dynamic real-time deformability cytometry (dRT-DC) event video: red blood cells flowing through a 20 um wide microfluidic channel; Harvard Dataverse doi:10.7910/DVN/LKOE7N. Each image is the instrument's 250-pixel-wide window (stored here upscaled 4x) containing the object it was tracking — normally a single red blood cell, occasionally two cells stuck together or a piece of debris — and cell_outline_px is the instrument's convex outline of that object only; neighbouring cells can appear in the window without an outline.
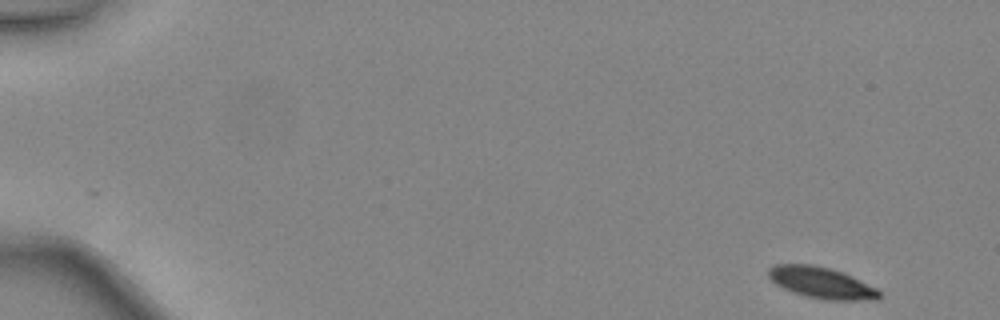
{"species": "common noctule bat (a hibernating species)", "species_latin": "Nyctalus noctula", "temperature_condition": "warm", "stored_images_in_passage": 46, "camera_frame_rate_fps": 3000, "um_per_image_px": 0.085, "animal": {"sex": "female", "body_mass_g": 24.6, "forearm_length_mm": 56.2}, "frame": {"image": 1, "passage_image": 1, "time_ms": 0.0, "image_size_px": [1000, 320], "cell_outline_px": [[884, 296], [876, 300], [824, 300], [804, 296], [792, 292], [776, 284], [768, 276], [768, 268], [776, 264], [812, 264], [844, 272], [876, 288]], "centroid_in_image_um": [69.84, 24.04], "position_along_channel_um": 15.2, "area_um2": 20.35}}
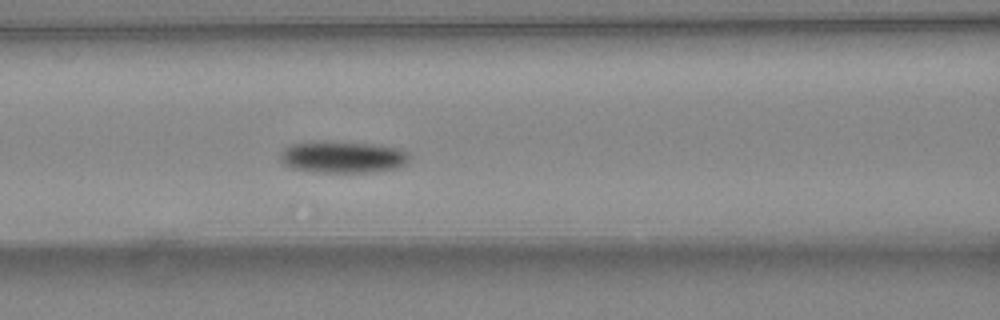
{"frame": {"image": 2, "passage_image": 20, "time_ms": 6.333, "image_size_px": [1000, 320], "cell_outline_px": [[412, 156], [408, 164], [396, 168], [368, 172], [316, 172], [292, 168], [284, 164], [280, 160], [280, 152], [288, 144], [312, 140], [332, 140], [372, 144], [400, 148], [408, 152]], "centroid_in_image_um": [29.12, 13.31], "position_along_channel_um": 137.5, "area_um2": 24.68}}
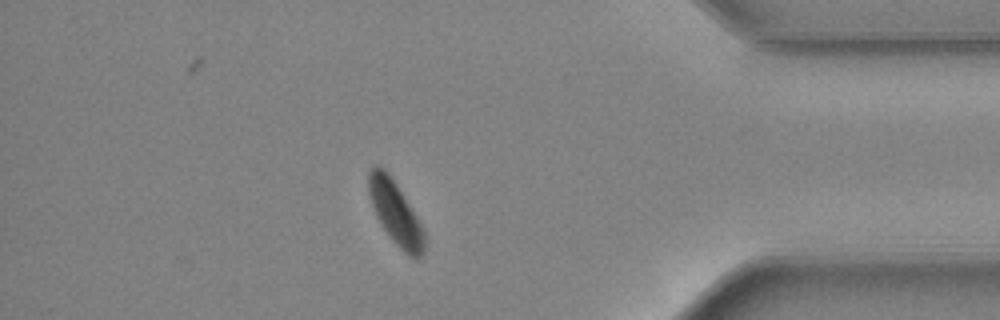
{"frame": {"image": 3, "passage_image": 40, "time_ms": 13.0, "image_size_px": [1000, 320], "cell_outline_px": [[424, 252], [416, 260], [408, 256], [392, 240], [380, 224], [376, 216], [368, 192], [368, 172], [372, 164], [376, 164], [384, 168], [388, 172], [404, 196], [424, 228]], "centroid_in_image_um": [33.6, 18.08], "position_along_channel_um": 401.6, "area_um2": 20.63}, "authors_computed_cell_mechanics": {"area_um2": 22.6865, "velocity_mm_per_s": 4.3996, "shape_relaxation_time_tau1_ms": 2.7152, "shape_relaxation_time_tau2_ms": null, "deformation_change_tau1": 0.1212, "deformation_change_tau2": null}}